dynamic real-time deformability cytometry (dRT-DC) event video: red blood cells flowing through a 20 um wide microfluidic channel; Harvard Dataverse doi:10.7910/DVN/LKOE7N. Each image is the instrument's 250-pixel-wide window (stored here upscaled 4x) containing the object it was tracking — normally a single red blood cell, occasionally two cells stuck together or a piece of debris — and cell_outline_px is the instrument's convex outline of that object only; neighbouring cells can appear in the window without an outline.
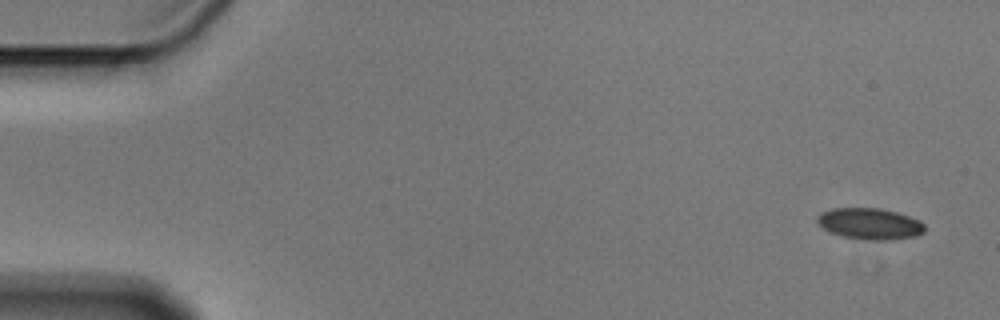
{"species": "Egyptian fruit bat (a non-hibernating species)", "species_latin": "Rousettus aegyptiacus", "temperature_condition": "cold", "stored_images_in_passage": 5, "camera_frame_rate_fps": 3000, "um_per_image_px": 0.085, "animal": {"sex": "male"}, "frame": {"image": 1, "passage_image": 1, "time_ms": 0.0, "image_size_px": [1000, 320], "cell_outline_px": [[924, 232], [916, 236], [888, 240], [864, 240], [840, 236], [828, 232], [816, 220], [816, 216], [820, 212], [832, 208], [880, 208], [896, 212], [920, 220], [924, 224]], "centroid_in_image_um": [73.9, 19.02], "position_along_channel_um": 11.1, "area_um2": 19.77}}
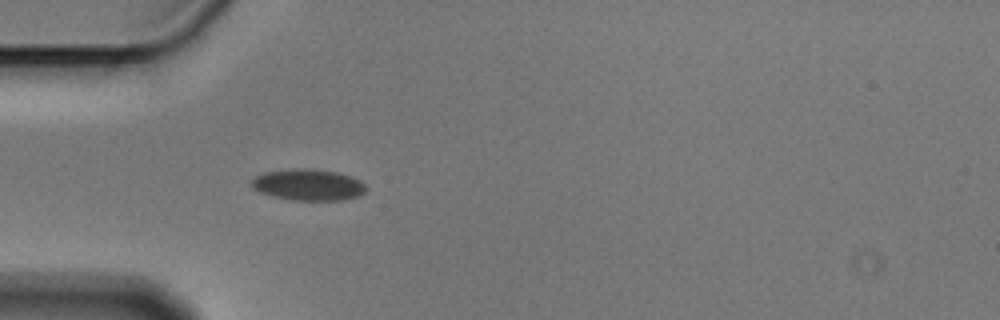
{"frame": {"image": 2, "passage_image": 5, "time_ms": 1.333, "image_size_px": [1000, 320], "cell_outline_px": [[368, 188], [360, 196], [340, 200], [292, 200], [272, 196], [260, 192], [252, 188], [252, 180], [256, 176], [264, 172], [292, 168], [312, 168], [336, 172], [360, 180]], "centroid_in_image_um": [26.2, 15.7], "position_along_channel_um": 58.8, "area_um2": 20.98}}